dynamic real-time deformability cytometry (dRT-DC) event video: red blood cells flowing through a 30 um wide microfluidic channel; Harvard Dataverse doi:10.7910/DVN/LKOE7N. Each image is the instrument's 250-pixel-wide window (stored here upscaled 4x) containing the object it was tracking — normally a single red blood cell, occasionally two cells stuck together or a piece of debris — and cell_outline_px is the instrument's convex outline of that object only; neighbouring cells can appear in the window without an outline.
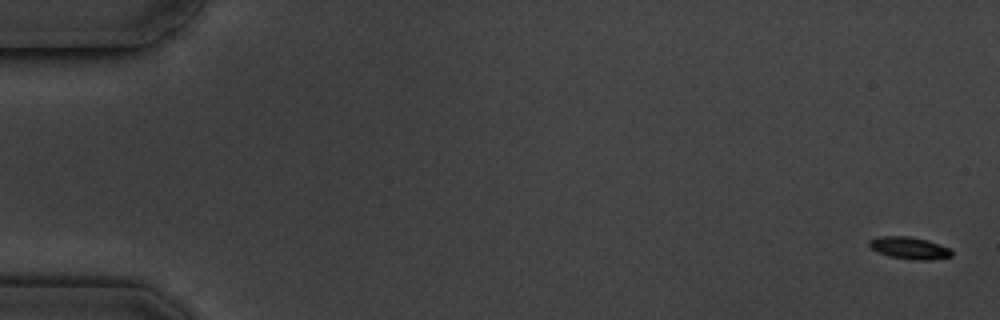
{"species": "common noctule bat (a hibernating species)", "species_latin": "Nyctalus noctula", "temperature_condition": "cold", "stored_images_in_passage": 8, "camera_frame_rate_fps": 3000, "um_per_image_px": 0.085, "animal": {"sex": "male", "body_mass_g": 19.5, "forearm_length_mm": 54.6}, "frame": {"image": 1, "passage_image": 1, "time_ms": 0.0, "image_size_px": [1000, 320], "cell_outline_px": [[952, 256], [932, 260], [912, 260], [892, 256], [880, 252], [872, 248], [868, 244], [868, 240], [880, 236], [908, 236], [928, 240], [948, 248], [952, 252]], "centroid_in_image_um": [77.31, 21.07], "position_along_channel_um": 7.7, "area_um2": 10.46}}
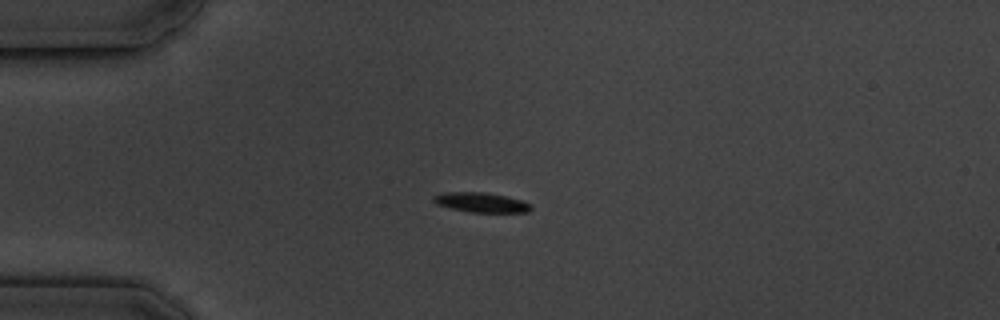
{"frame": {"image": 2, "passage_image": 5, "time_ms": 4.667, "image_size_px": [1000, 320], "cell_outline_px": [[532, 208], [528, 212], [472, 212], [452, 208], [436, 204], [432, 200], [432, 196], [440, 192], [484, 192], [504, 196], [520, 200], [532, 204]], "centroid_in_image_um": [40.86, 17.2], "position_along_channel_um": 44.1, "area_um2": 11.16}}